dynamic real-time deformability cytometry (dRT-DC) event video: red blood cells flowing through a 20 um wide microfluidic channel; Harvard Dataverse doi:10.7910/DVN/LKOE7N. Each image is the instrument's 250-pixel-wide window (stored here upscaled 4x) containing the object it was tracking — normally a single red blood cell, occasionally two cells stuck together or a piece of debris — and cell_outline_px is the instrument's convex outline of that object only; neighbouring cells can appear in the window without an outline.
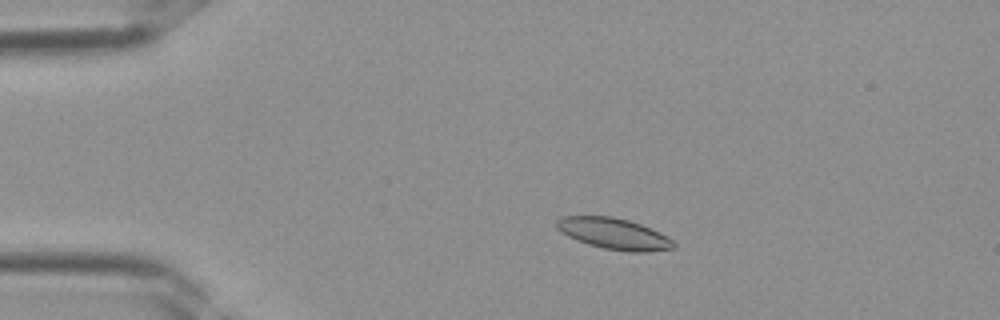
{"species": "Egyptian fruit bat (a non-hibernating species)", "species_latin": "Rousettus aegyptiacus", "temperature_condition": "room temperature", "stored_images_in_passage": 36, "camera_frame_rate_fps": 3000, "um_per_image_px": 0.085, "frame": {"image": 1, "passage_image": 6, "time_ms": 1.667, "image_size_px": [1000, 320], "cell_outline_px": [[676, 248], [648, 252], [628, 252], [604, 248], [588, 244], [576, 240], [560, 232], [556, 228], [556, 220], [560, 216], [612, 216], [628, 220], [640, 224], [660, 232], [668, 236], [676, 244]], "centroid_in_image_um": [52.18, 19.87], "position_along_channel_um": 32.8, "area_um2": 21.44}}
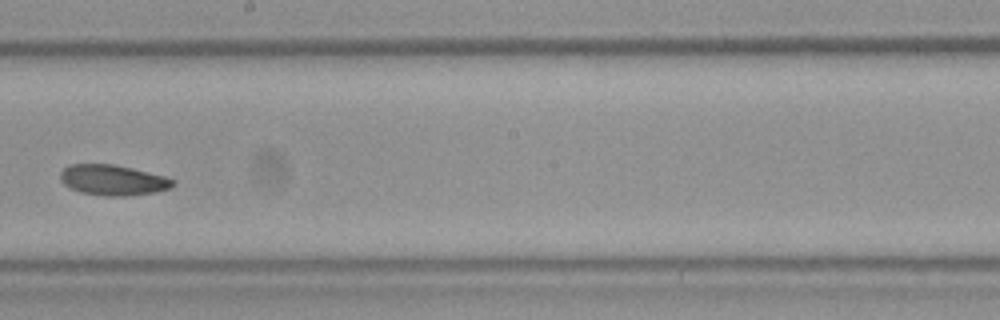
{"frame": {"image": 2, "passage_image": 20, "time_ms": 6.333, "image_size_px": [1000, 320], "cell_outline_px": [[176, 184], [172, 188], [156, 192], [128, 196], [104, 196], [80, 192], [64, 184], [60, 180], [60, 172], [68, 164], [116, 164], [164, 176], [176, 180]], "centroid_in_image_um": [9.62, 15.31], "position_along_channel_um": 238.6, "area_um2": 20.23}}
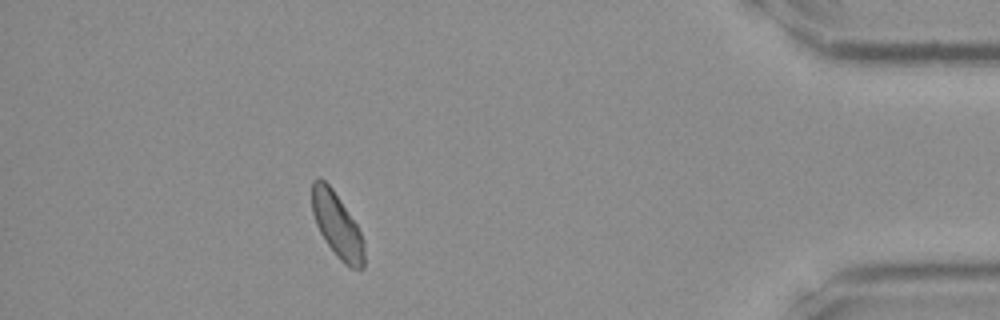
{"frame": {"image": 3, "passage_image": 32, "time_ms": 10.333, "image_size_px": [1000, 320], "cell_outline_px": [[364, 268], [352, 268], [344, 264], [340, 260], [324, 240], [316, 224], [312, 212], [312, 180], [320, 176], [332, 188], [356, 224], [364, 240]], "centroid_in_image_um": [28.64, 19.13], "position_along_channel_um": 406.6, "area_um2": 19.59}}